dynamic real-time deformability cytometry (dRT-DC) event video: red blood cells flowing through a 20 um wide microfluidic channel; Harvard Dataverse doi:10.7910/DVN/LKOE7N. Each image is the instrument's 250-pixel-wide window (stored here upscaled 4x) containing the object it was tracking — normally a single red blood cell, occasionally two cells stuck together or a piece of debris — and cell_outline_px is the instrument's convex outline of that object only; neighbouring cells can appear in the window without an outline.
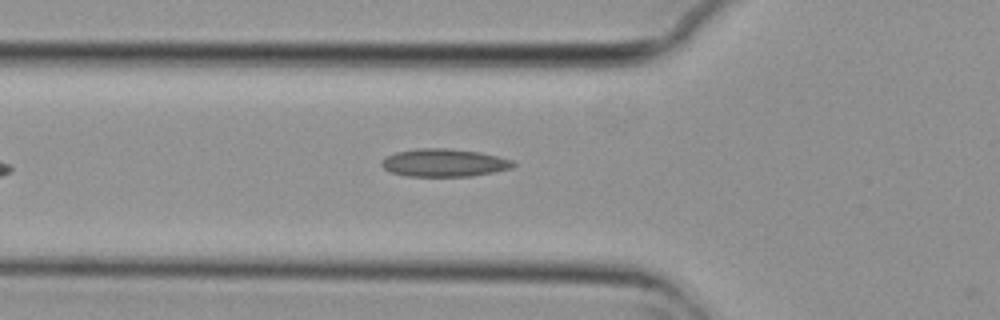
{"species": "common noctule bat (a hibernating species)", "species_latin": "Nyctalus noctula", "temperature_condition": "cold", "stored_images_in_passage": 6, "camera_frame_rate_fps": 3000, "um_per_image_px": 0.085, "animal": {"sex": "female", "body_mass_g": 29.2, "forearm_length_mm": 56.3}, "frame": {"image": 1, "passage_image": 6, "time_ms": 1.667, "image_size_px": [1000, 320], "cell_outline_px": [[516, 164], [512, 168], [472, 176], [408, 176], [388, 172], [380, 164], [380, 160], [396, 152], [416, 148], [448, 148], [480, 152], [512, 160]], "centroid_in_image_um": [37.71, 13.83], "position_along_channel_um": 88.1, "area_um2": 21.39}}